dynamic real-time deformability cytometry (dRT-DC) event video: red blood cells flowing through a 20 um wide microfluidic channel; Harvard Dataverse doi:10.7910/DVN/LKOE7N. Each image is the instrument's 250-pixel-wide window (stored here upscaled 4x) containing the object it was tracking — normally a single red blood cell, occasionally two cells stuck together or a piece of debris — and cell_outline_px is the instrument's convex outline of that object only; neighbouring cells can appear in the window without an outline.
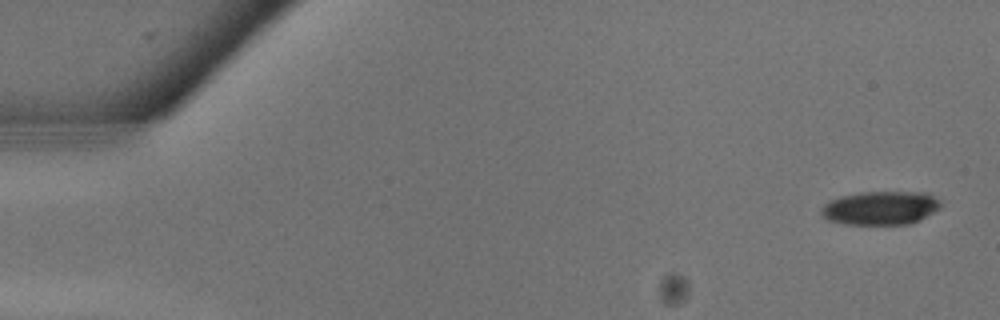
{"species": "common noctule bat (a hibernating species)", "species_latin": "Nyctalus noctula", "temperature_condition": "warm", "stored_images_in_passage": 12, "camera_frame_rate_fps": 3000, "um_per_image_px": 0.085, "animal": {"sex": "male", "body_mass_g": 13.3}, "frame": {"image": 1, "passage_image": 1, "time_ms": 0.0, "image_size_px": [1000, 320], "cell_outline_px": [[940, 208], [912, 224], [844, 224], [828, 220], [820, 212], [820, 208], [824, 204], [840, 196], [860, 192], [928, 192], [940, 200]], "centroid_in_image_um": [74.85, 17.67], "position_along_channel_um": 10.1, "area_um2": 23.47}}
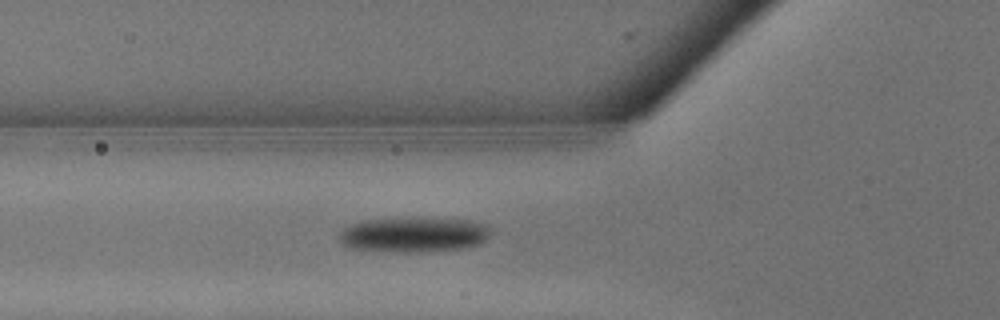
{"frame": {"image": 2, "passage_image": 10, "time_ms": 3.0, "image_size_px": [1000, 320], "cell_outline_px": [[492, 232], [480, 244], [464, 248], [420, 252], [392, 252], [348, 248], [340, 240], [340, 232], [348, 224], [364, 220], [472, 220], [488, 224]], "centroid_in_image_um": [35.18, 19.98], "position_along_channel_um": 90.6, "area_um2": 30.35}}
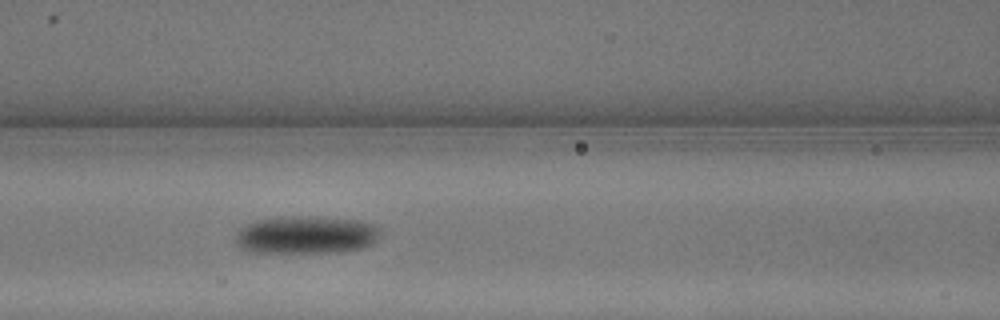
{"frame": {"image": 3, "passage_image": 12, "time_ms": 3.667, "image_size_px": [1000, 320], "cell_outline_px": [[380, 232], [376, 240], [372, 244], [364, 248], [340, 252], [248, 252], [240, 248], [236, 244], [236, 232], [240, 228], [256, 220], [292, 216], [316, 216], [356, 220], [372, 224], [380, 228]], "centroid_in_image_um": [26.01, 19.97], "position_along_channel_um": 140.6, "area_um2": 32.02}}